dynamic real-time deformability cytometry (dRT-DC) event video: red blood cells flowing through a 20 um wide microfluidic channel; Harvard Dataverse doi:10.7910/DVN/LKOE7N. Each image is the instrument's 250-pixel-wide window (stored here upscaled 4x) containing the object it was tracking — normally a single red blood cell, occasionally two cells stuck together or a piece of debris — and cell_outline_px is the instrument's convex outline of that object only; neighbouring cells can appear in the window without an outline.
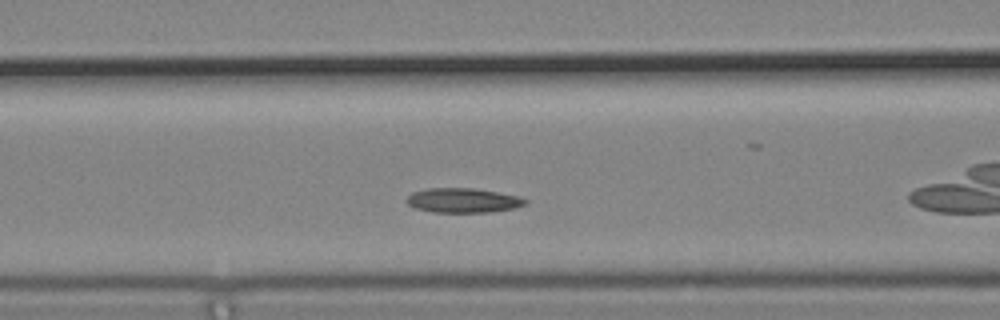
{"species": "common noctule bat (a hibernating species)", "species_latin": "Nyctalus noctula", "temperature_condition": "cold", "stored_images_in_passage": 47, "camera_frame_rate_fps": 3000, "um_per_image_px": 0.085, "animal": {"sex": "male", "body_mass_g": 19.2, "forearm_length_mm": 51.8}, "frame": {"image": 1, "passage_image": 20, "time_ms": 6.333, "image_size_px": [1000, 320], "cell_outline_px": [[528, 204], [512, 208], [492, 212], [432, 212], [416, 208], [408, 204], [404, 200], [412, 192], [428, 188], [472, 188], [496, 192], [516, 196], [528, 200]], "centroid_in_image_um": [39.32, 17.03], "position_along_channel_um": 127.3, "area_um2": 16.88}}
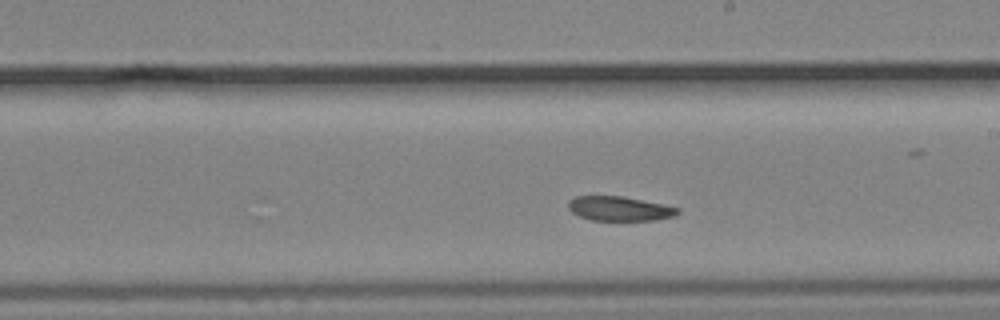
{"frame": {"image": 2, "passage_image": 29, "time_ms": 9.333, "image_size_px": [1000, 320], "cell_outline_px": [[680, 212], [676, 216], [656, 220], [592, 220], [580, 216], [572, 212], [568, 208], [568, 200], [576, 196], [624, 196], [664, 204], [680, 208]], "centroid_in_image_um": [52.69, 17.73], "position_along_channel_um": 236.3, "area_um2": 15.72}}
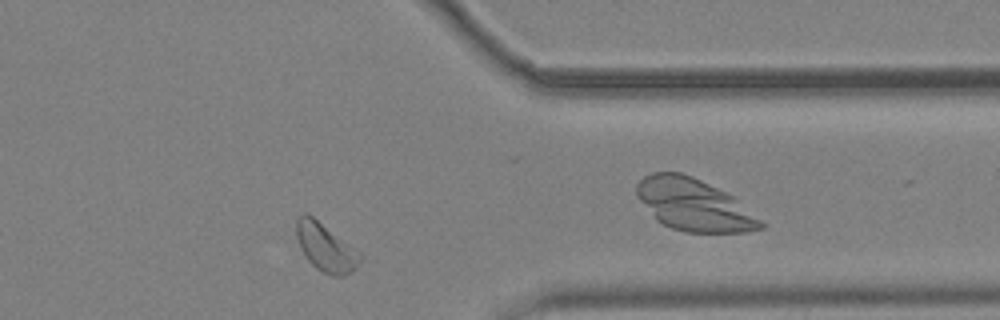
{"frame": {"image": 3, "passage_image": 42, "time_ms": 13.667, "image_size_px": [1000, 320], "cell_outline_px": [[360, 260], [356, 268], [352, 272], [344, 276], [332, 276], [316, 268], [308, 260], [300, 248], [296, 236], [296, 220], [300, 212], [304, 212], [312, 216], [356, 248], [360, 252]], "centroid_in_image_um": [27.67, 21.01], "position_along_channel_um": 383.7, "area_um2": 17.86}, "authors_computed_cell_mechanics": {"area_um2": 17.6868, "velocity_mm_per_s": 3.6366, "shape_relaxation_time_tau1_ms": 3.3757, "shape_relaxation_time_tau2_ms": null, "deformation_change_tau1": 0.0525, "deformation_change_tau2": null}}